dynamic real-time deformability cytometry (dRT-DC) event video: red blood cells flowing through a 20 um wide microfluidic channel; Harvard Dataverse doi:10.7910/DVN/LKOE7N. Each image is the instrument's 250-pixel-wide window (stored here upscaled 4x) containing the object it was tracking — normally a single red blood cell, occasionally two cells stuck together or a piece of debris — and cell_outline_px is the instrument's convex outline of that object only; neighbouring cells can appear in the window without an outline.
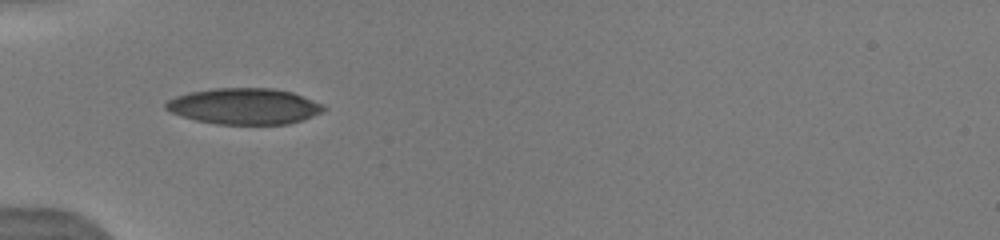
{"species": "human", "species_latin": "Homo sapiens", "temperature_condition": "warm", "stored_images_in_passage": 16, "camera_frame_rate_fps": 3000, "um_per_image_px": 0.085, "donor": {"sex": "male"}, "frame": {"image": 1, "passage_image": 1, "time_ms": 0.0, "image_size_px": [1000, 240], "cell_outline_px": [[328, 108], [304, 120], [288, 124], [216, 124], [196, 120], [172, 112], [164, 108], [164, 104], [168, 100], [176, 96], [188, 92], [216, 88], [272, 88], [292, 92], [324, 104]], "centroid_in_image_um": [20.79, 9.03], "position_along_channel_um": 64.2, "area_um2": 33.18}, "authors_computed_cell_mechanics": {"area_um2": 31.501, "velocity_mm_per_s": 4.1132, "shape_relaxation_time_tau1_ms": 4.4536, "shape_relaxation_time_tau2_ms": 1.1257, "deformation_change_tau1": 0.1629, "deformation_change_tau2": 0.0604}}